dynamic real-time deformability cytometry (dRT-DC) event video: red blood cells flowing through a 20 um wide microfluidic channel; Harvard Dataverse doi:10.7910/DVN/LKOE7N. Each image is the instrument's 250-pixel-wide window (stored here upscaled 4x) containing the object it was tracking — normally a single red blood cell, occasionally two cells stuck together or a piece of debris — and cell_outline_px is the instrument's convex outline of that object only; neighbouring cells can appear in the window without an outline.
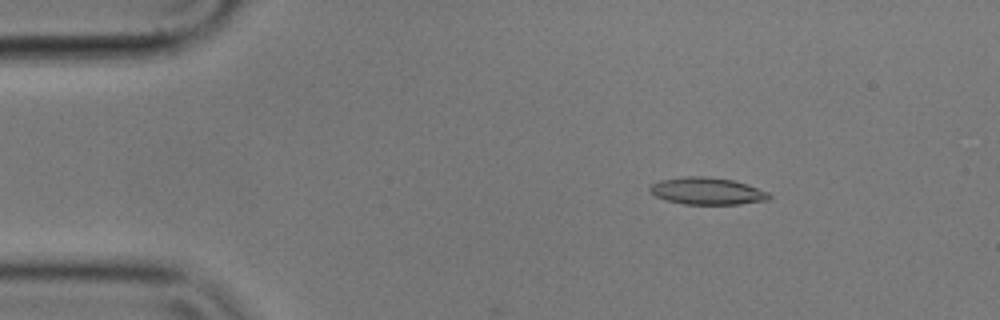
{"species": "common noctule bat (a hibernating species)", "species_latin": "Nyctalus noctula", "temperature_condition": "cold", "stored_images_in_passage": 2, "camera_frame_rate_fps": 3000, "um_per_image_px": 0.085, "animal": {"sex": "male", "body_mass_g": 17.9}, "frame": {"image": 1, "passage_image": 2, "time_ms": 0.333, "image_size_px": [1000, 320], "cell_outline_px": [[772, 196], [768, 200], [740, 204], [684, 204], [668, 200], [656, 196], [648, 188], [652, 184], [660, 180], [684, 176], [704, 176], [732, 180], [768, 192]], "centroid_in_image_um": [60.1, 16.24], "position_along_channel_um": 24.9, "area_um2": 18.55}}